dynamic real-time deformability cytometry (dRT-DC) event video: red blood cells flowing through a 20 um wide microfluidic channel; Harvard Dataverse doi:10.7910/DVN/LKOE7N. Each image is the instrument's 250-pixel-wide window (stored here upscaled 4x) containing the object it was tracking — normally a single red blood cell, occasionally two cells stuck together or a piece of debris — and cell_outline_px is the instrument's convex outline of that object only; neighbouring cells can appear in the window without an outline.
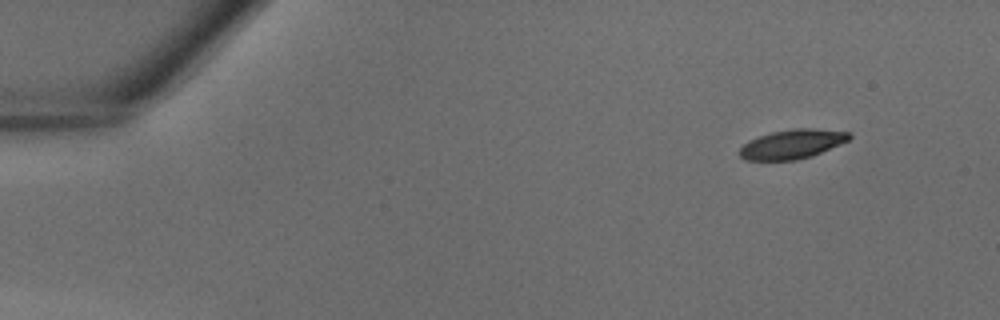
{"species": "common noctule bat (a hibernating species)", "species_latin": "Nyctalus noctula", "temperature_condition": "warm", "stored_images_in_passage": 7, "camera_frame_rate_fps": 3000, "um_per_image_px": 0.085, "animal": {"sex": "male", "body_mass_g": 18.8}, "frame": {"image": 1, "passage_image": 1, "time_ms": 0.0, "image_size_px": [1000, 320], "cell_outline_px": [[852, 136], [848, 140], [840, 144], [812, 156], [796, 160], [744, 160], [740, 156], [740, 148], [748, 140], [772, 132], [796, 128], [812, 128], [848, 132]], "centroid_in_image_um": [67.32, 12.25], "position_along_channel_um": 17.7, "area_um2": 18.55}}